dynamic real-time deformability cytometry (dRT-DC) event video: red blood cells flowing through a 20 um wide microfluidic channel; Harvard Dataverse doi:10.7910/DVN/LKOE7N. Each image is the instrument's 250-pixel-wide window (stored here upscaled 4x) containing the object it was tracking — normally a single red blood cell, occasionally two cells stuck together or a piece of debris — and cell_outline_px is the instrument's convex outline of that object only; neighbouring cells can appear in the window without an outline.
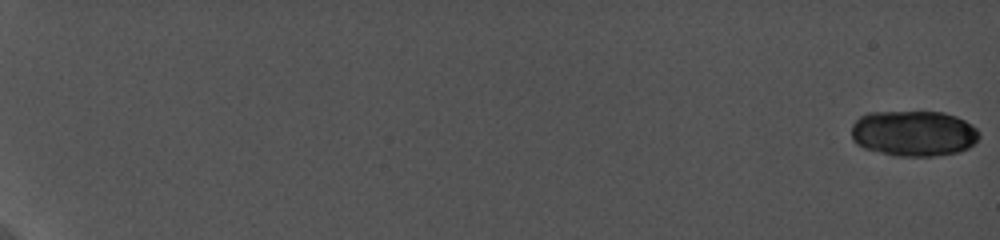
{"species": "common noctule bat (a hibernating species)", "species_latin": "Nyctalus noctula", "temperature_condition": "cold", "stored_images_in_passage": 12, "camera_frame_rate_fps": 5000, "um_per_image_px": 0.085, "animal": {"sex": "female", "body_mass_g": 19.0, "forearm_length_mm": 56.7}, "frame": {"image": 1, "passage_image": 1, "time_ms": 0.0, "image_size_px": [1000, 240], "cell_outline_px": [[980, 136], [968, 148], [956, 152], [936, 156], [896, 156], [864, 148], [856, 144], [852, 140], [852, 124], [860, 116], [868, 112], [944, 112], [956, 116], [972, 124], [980, 132]], "centroid_in_image_um": [77.65, 11.33], "position_along_channel_um": 7.3, "area_um2": 34.16}}